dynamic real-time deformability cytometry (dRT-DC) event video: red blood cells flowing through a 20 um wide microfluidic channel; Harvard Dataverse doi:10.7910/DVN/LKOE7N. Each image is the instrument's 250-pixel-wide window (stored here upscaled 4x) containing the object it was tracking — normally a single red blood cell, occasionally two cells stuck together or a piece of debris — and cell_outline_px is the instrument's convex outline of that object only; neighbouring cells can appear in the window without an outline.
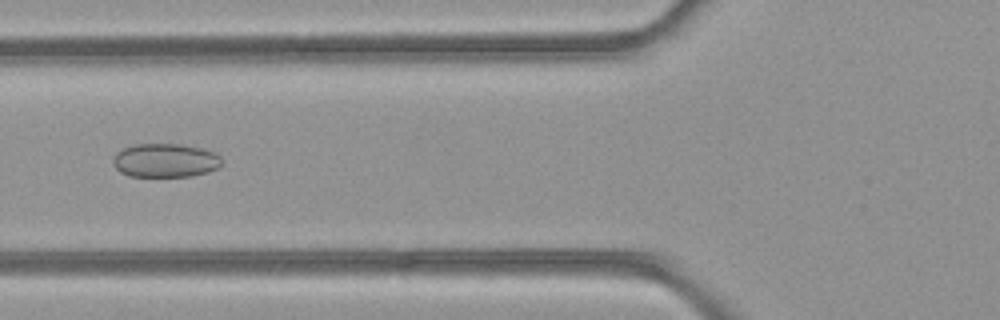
{"species": "common noctule bat (a hibernating species)", "species_latin": "Nyctalus noctula", "temperature_condition": "room temperature", "stored_images_in_passage": 44, "camera_frame_rate_fps": 3000, "um_per_image_px": 0.085, "animal": {"sex": "female", "body_mass_g": 21.9}, "frame": {"image": 1, "passage_image": 14, "time_ms": 4.333, "image_size_px": [1000, 320], "cell_outline_px": [[224, 164], [220, 168], [208, 172], [192, 176], [128, 176], [120, 172], [112, 164], [112, 160], [116, 152], [124, 148], [136, 144], [180, 144], [200, 148], [216, 152], [224, 160]], "centroid_in_image_um": [14.09, 13.64], "position_along_channel_um": 111.7, "area_um2": 21.73}}
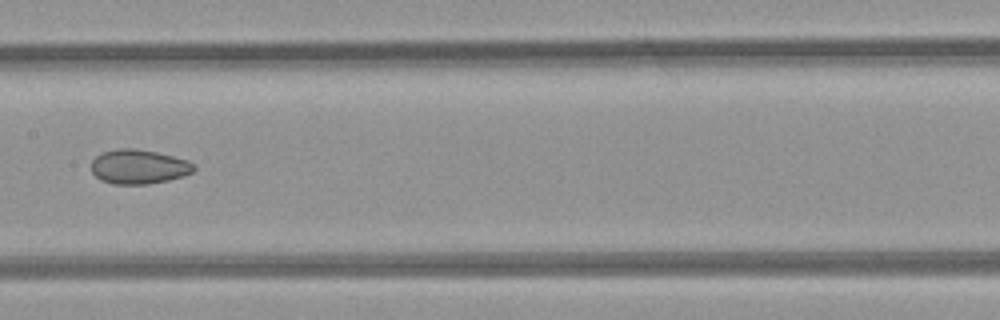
{"frame": {"image": 2, "passage_image": 20, "time_ms": 6.333, "image_size_px": [1000, 320], "cell_outline_px": [[196, 168], [192, 172], [184, 176], [168, 180], [148, 184], [112, 184], [100, 180], [92, 172], [92, 160], [96, 156], [104, 152], [120, 148], [136, 148], [156, 152], [188, 160], [196, 164]], "centroid_in_image_um": [11.81, 14.17], "position_along_channel_um": 195.6, "area_um2": 20.63}}
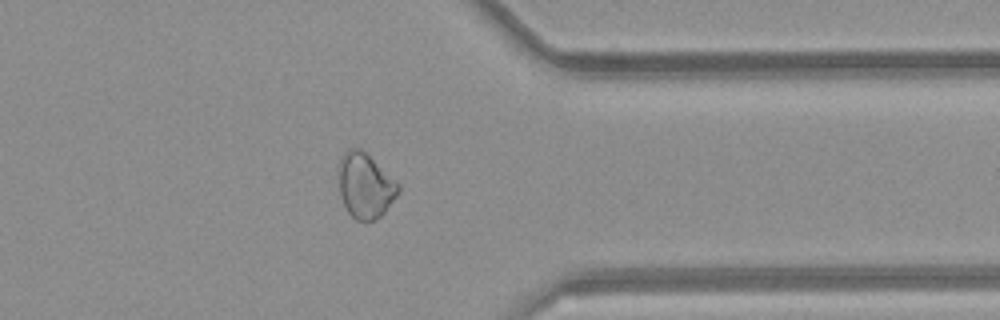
{"frame": {"image": 3, "passage_image": 34, "time_ms": 11.0, "image_size_px": [1000, 320], "cell_outline_px": [[400, 192], [384, 212], [380, 216], [372, 220], [356, 220], [348, 212], [344, 204], [340, 192], [340, 156], [348, 148], [360, 148], [400, 184]], "centroid_in_image_um": [31.06, 15.77], "position_along_channel_um": 380.3, "area_um2": 22.2}, "authors_computed_cell_mechanics": {"area_um2": 22.5131, "velocity_mm_per_s": 4.1614, "shape_relaxation_time_tau1_ms": null, "shape_relaxation_time_tau2_ms": 2.5592, "deformation_change_tau1": null, "deformation_change_tau2": 0.0735}}